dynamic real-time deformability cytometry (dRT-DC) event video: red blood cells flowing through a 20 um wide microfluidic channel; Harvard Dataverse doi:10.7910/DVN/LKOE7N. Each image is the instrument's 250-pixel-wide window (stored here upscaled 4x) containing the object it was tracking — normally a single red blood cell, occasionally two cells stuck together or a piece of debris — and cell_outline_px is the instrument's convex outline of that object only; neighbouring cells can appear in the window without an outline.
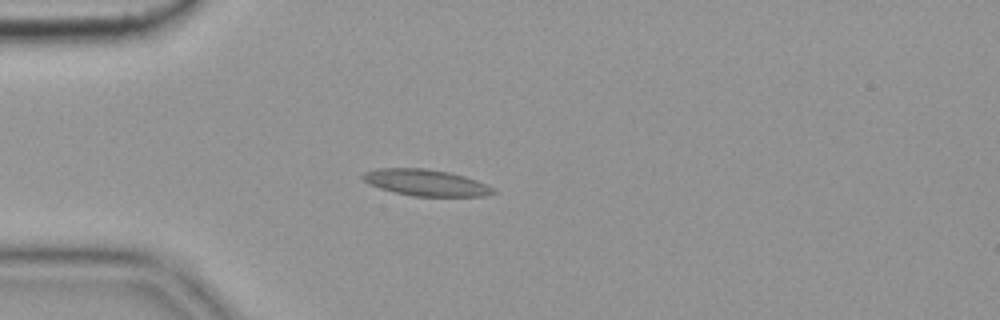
{"species": "common noctule bat (a hibernating species)", "species_latin": "Nyctalus noctula", "temperature_condition": "cold", "stored_images_in_passage": 6, "camera_frame_rate_fps": 3000, "um_per_image_px": 0.085, "animal": {"sex": "female", "body_mass_g": 19.9}, "frame": {"image": 1, "passage_image": 3, "time_ms": 0.667, "image_size_px": [1000, 320], "cell_outline_px": [[496, 192], [484, 196], [412, 196], [380, 188], [368, 184], [360, 176], [364, 172], [376, 168], [424, 168], [448, 172], [464, 176], [476, 180], [492, 188]], "centroid_in_image_um": [36.14, 15.52], "position_along_channel_um": 48.9, "area_um2": 19.88}}
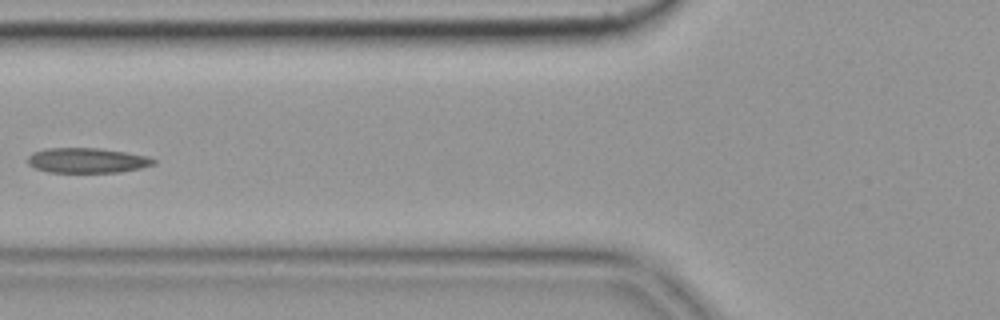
{"frame": {"image": 2, "passage_image": 5, "time_ms": 1.333, "image_size_px": [1000, 320], "cell_outline_px": [[156, 164], [140, 168], [120, 172], [48, 172], [36, 168], [28, 164], [28, 156], [32, 152], [48, 148], [96, 148], [124, 152], [148, 156], [156, 160]], "centroid_in_image_um": [7.41, 13.63], "position_along_channel_um": 118.4, "area_um2": 18.26}}